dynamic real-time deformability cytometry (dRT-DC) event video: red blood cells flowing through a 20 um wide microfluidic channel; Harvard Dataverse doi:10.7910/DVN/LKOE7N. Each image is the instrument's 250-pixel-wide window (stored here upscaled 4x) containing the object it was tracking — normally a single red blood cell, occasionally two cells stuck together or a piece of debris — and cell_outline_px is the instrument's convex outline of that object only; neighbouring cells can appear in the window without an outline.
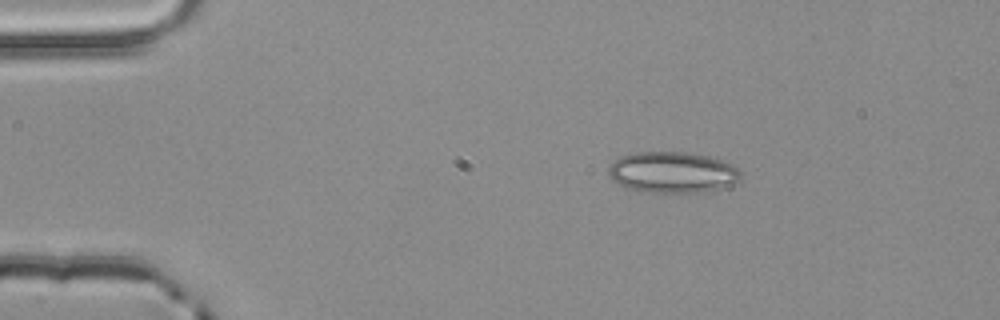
{"species": "common noctule bat (a hibernating species)", "species_latin": "Nyctalus noctula", "temperature_condition": "room temperature", "stored_images_in_passage": 2, "camera_frame_rate_fps": 3000, "um_per_image_px": 0.085, "animal": {"sex": "male", "body_mass_g": 20.4}, "frame": {"image": 1, "passage_image": 1, "time_ms": 0.0, "image_size_px": [1000, 320], "cell_outline_px": [[740, 176], [736, 180], [720, 188], [696, 192], [640, 192], [624, 188], [612, 180], [608, 176], [608, 164], [620, 156], [632, 152], [684, 152], [708, 156], [732, 164], [740, 172]], "centroid_in_image_um": [57.03, 14.64], "position_along_channel_um": 28.0, "area_um2": 31.62}}